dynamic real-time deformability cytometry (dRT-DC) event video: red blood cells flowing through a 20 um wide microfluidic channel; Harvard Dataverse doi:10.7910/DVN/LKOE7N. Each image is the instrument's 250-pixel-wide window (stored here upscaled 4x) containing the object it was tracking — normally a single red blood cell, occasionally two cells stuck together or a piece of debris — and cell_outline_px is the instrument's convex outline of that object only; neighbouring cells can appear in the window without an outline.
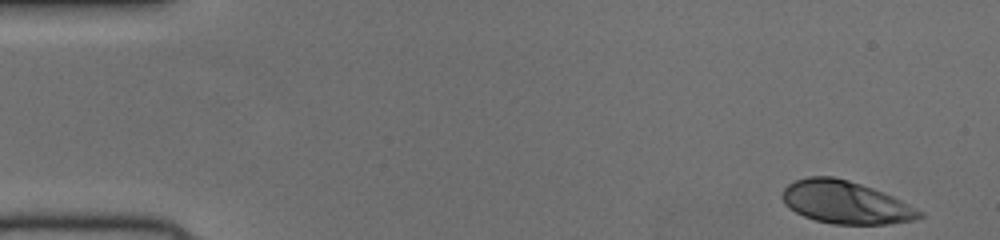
{"species": "human", "species_latin": "Homo sapiens", "temperature_condition": "cold", "stored_images_in_passage": 49, "camera_frame_rate_fps": 3000, "um_per_image_px": 0.085, "donor": {"sex": "female"}, "frame": {"image": 1, "passage_image": 1, "time_ms": 0.0, "image_size_px": [1000, 240], "cell_outline_px": [[924, 216], [916, 220], [888, 224], [832, 224], [816, 220], [804, 216], [788, 208], [784, 204], [780, 196], [784, 188], [788, 184], [796, 180], [808, 176], [832, 176], [848, 180], [872, 188], [892, 196], [924, 212]], "centroid_in_image_um": [71.85, 17.2], "position_along_channel_um": 13.1, "area_um2": 34.16}}
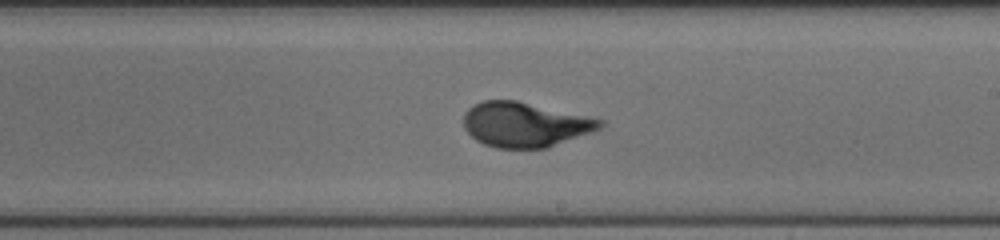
{"frame": {"image": 2, "passage_image": 28, "time_ms": 9.0, "image_size_px": [1000, 240], "cell_outline_px": [[604, 124], [600, 128], [548, 148], [496, 148], [484, 144], [476, 140], [464, 128], [464, 112], [468, 108], [484, 100], [516, 100], [588, 116], [604, 120]], "centroid_in_image_um": [44.6, 10.59], "position_along_channel_um": 244.4, "area_um2": 35.43}}
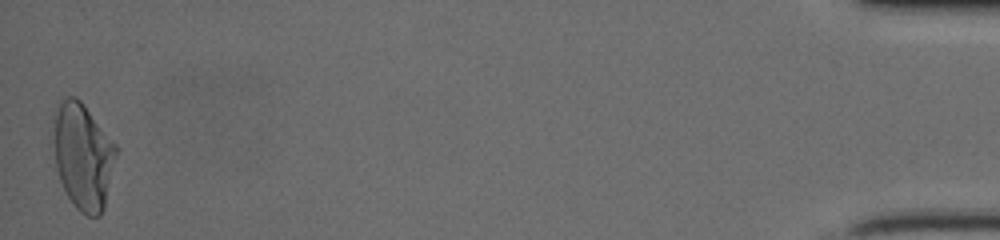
{"frame": {"image": 3, "passage_image": 49, "time_ms": 16.0, "image_size_px": [1000, 240], "cell_outline_px": [[116, 156], [104, 208], [100, 216], [88, 216], [80, 212], [72, 204], [60, 180], [56, 168], [52, 120], [60, 100], [68, 96], [76, 96], [84, 104], [116, 144]], "centroid_in_image_um": [7.04, 13.25], "position_along_channel_um": 428.2, "area_um2": 38.84}}